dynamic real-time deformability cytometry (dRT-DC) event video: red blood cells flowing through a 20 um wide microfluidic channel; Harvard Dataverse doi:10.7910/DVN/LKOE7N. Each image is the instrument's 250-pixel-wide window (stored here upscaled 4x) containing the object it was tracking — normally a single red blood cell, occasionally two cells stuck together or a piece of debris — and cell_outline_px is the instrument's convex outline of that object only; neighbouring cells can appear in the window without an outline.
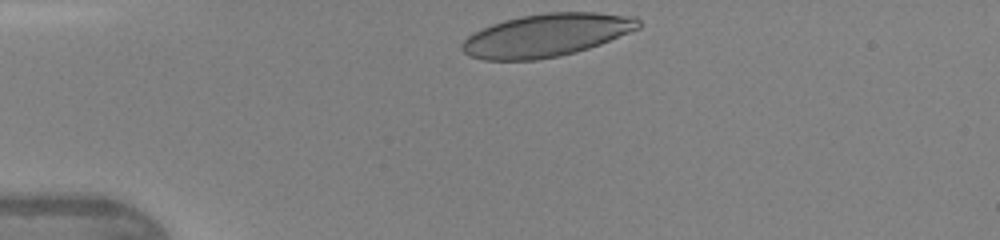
{"species": "human", "species_latin": "Homo sapiens", "temperature_condition": "warm", "stored_images_in_passage": 30, "camera_frame_rate_fps": 3000, "um_per_image_px": 0.085, "donor": {"sex": "female"}, "frame": {"image": 1, "passage_image": 1, "time_ms": 0.0, "image_size_px": [1000, 240], "cell_outline_px": [[640, 28], [600, 44], [576, 52], [560, 56], [536, 60], [484, 60], [468, 56], [460, 48], [460, 44], [468, 36], [492, 24], [504, 20], [520, 16], [548, 12], [596, 12], [636, 16], [640, 20]], "centroid_in_image_um": [46.46, 2.99], "position_along_channel_um": 38.5, "area_um2": 44.22}}
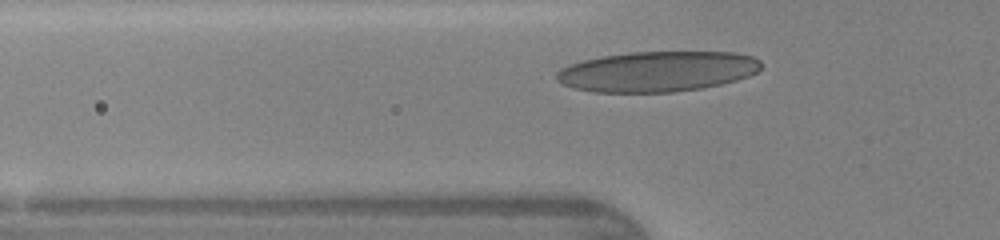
{"frame": {"image": 2, "passage_image": 6, "time_ms": 1.667, "image_size_px": [1000, 240], "cell_outline_px": [[760, 68], [756, 72], [748, 76], [736, 80], [704, 88], [676, 92], [592, 92], [572, 88], [556, 80], [556, 72], [560, 68], [568, 64], [584, 60], [604, 56], [632, 52], [736, 52], [752, 56], [760, 60]], "centroid_in_image_um": [55.85, 6.08], "position_along_channel_um": 69.9, "area_um2": 48.26}}
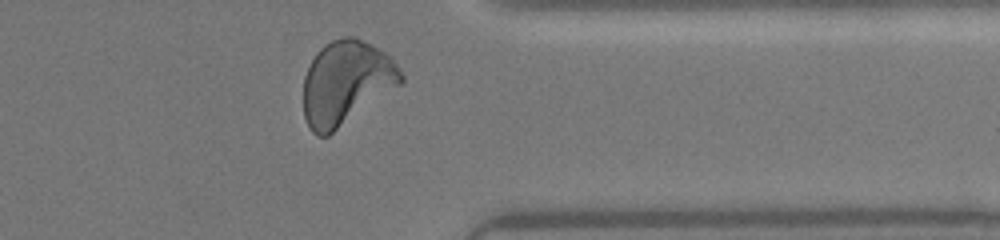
{"frame": {"image": 3, "passage_image": 28, "time_ms": 9.0, "image_size_px": [1000, 240], "cell_outline_px": [[404, 80], [400, 84], [328, 136], [316, 136], [312, 132], [304, 116], [304, 76], [316, 52], [324, 44], [332, 40], [344, 36], [356, 36], [372, 44], [384, 52], [396, 64], [404, 76]], "centroid_in_image_um": [29.4, 7.02], "position_along_channel_um": 382.0, "area_um2": 47.4}, "authors_computed_cell_mechanics": {"area_um2": 44.8528, "velocity_mm_per_s": 4.3224, "shape_relaxation_time_tau1_ms": 5.0572, "shape_relaxation_time_tau2_ms": 0.7006, "deformation_change_tau1": 0.186, "deformation_change_tau2": 0.0635}}